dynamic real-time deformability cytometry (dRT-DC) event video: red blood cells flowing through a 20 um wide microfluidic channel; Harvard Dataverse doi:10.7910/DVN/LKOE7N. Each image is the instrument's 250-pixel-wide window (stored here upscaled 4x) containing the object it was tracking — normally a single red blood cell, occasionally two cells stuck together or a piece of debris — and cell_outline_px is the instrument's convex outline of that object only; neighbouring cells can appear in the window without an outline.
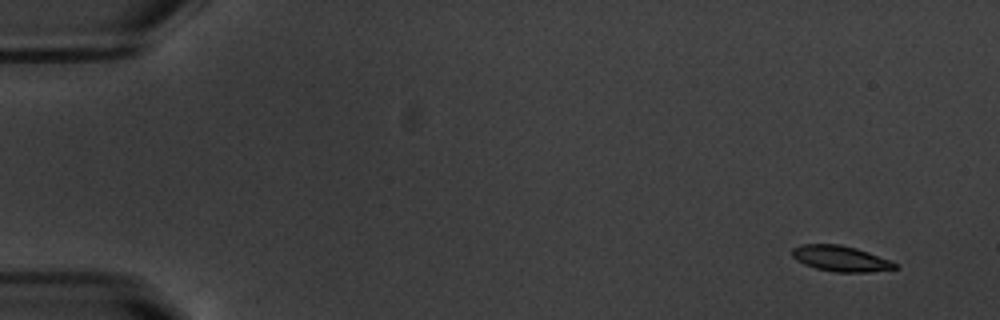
{"species": "common noctule bat (a hibernating species)", "species_latin": "Nyctalus noctula", "temperature_condition": "warm", "stored_images_in_passage": 52, "camera_frame_rate_fps": 3000, "um_per_image_px": 0.085, "animal": {"sex": "male", "body_mass_g": 20.1, "forearm_length_mm": 53.5}, "frame": {"image": 1, "passage_image": 1, "time_ms": 0.0, "image_size_px": [1000, 320], "cell_outline_px": [[900, 268], [868, 272], [836, 272], [816, 268], [804, 264], [796, 260], [792, 256], [792, 248], [800, 244], [840, 244], [856, 248], [892, 260], [900, 264]], "centroid_in_image_um": [71.5, 21.97], "position_along_channel_um": 13.5, "area_um2": 15.61}}
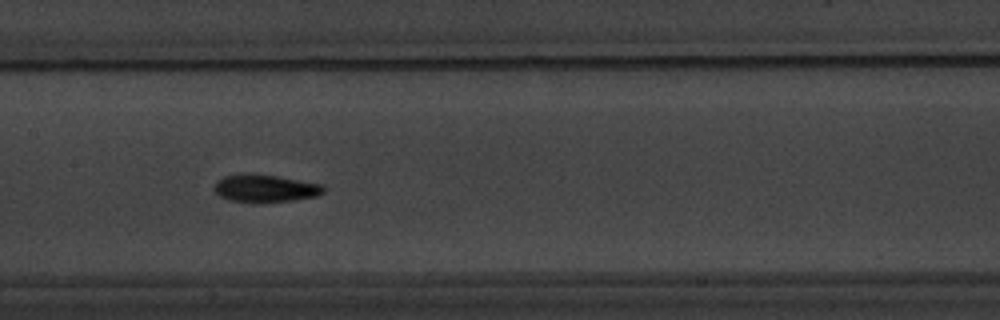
{"frame": {"image": 2, "passage_image": 25, "time_ms": 8.0, "image_size_px": [1000, 320], "cell_outline_px": [[324, 192], [316, 196], [292, 200], [260, 204], [228, 200], [220, 196], [212, 188], [216, 180], [224, 176], [248, 172], [276, 176], [324, 184]], "centroid_in_image_um": [22.49, 16.01], "position_along_channel_um": 184.9, "area_um2": 18.09}}
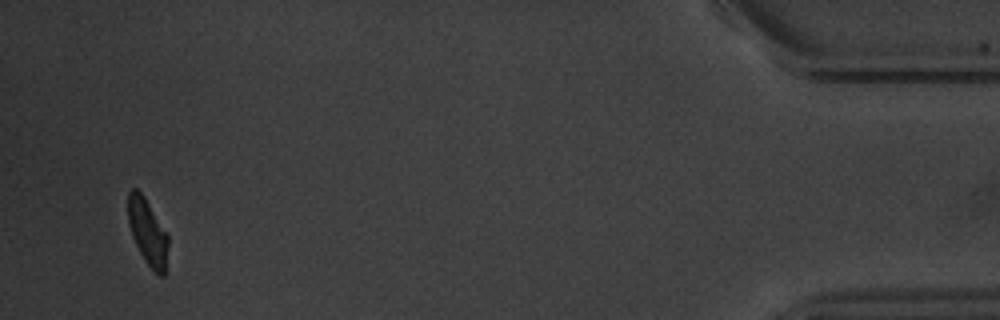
{"frame": {"image": 3, "passage_image": 50, "time_ms": 16.333, "image_size_px": [1000, 320], "cell_outline_px": [[168, 244], [164, 276], [160, 276], [144, 260], [132, 236], [128, 224], [128, 192], [132, 188], [136, 188], [144, 196], [168, 236]], "centroid_in_image_um": [12.53, 19.7], "position_along_channel_um": 422.7, "area_um2": 15.14}, "authors_computed_cell_mechanics": {"area_um2": 16.473, "velocity_mm_per_s": 3.7508, "shape_relaxation_time_tau1_ms": 1.6627, "shape_relaxation_time_tau2_ms": 3.8626, "deformation_change_tau1": 0.1418, "deformation_change_tau2": 0.103}}